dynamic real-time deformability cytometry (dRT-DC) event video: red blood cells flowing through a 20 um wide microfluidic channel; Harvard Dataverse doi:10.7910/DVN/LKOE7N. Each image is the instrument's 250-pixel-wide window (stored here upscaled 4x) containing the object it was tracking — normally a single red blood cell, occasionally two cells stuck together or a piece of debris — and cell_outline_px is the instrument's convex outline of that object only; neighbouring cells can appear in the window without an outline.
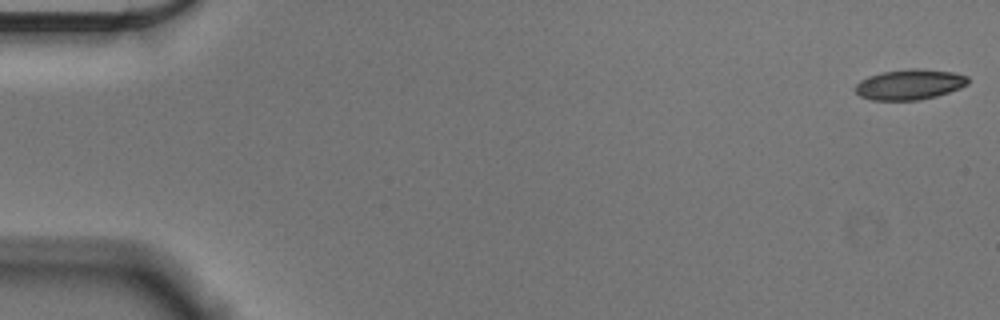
{"species": "Egyptian fruit bat (a non-hibernating species)", "species_latin": "Rousettus aegyptiacus", "temperature_condition": "cold", "stored_images_in_passage": 55, "camera_frame_rate_fps": 3000, "um_per_image_px": 0.085, "animal": {"sex": "male"}, "frame": {"image": 1, "passage_image": 1, "time_ms": 0.0, "image_size_px": [1000, 320], "cell_outline_px": [[968, 84], [960, 88], [936, 96], [920, 100], [872, 100], [860, 96], [856, 92], [856, 84], [860, 80], [868, 76], [884, 72], [912, 68], [920, 68], [956, 72], [968, 76]], "centroid_in_image_um": [77.34, 7.17], "position_along_channel_um": 7.7, "area_um2": 20.0}}
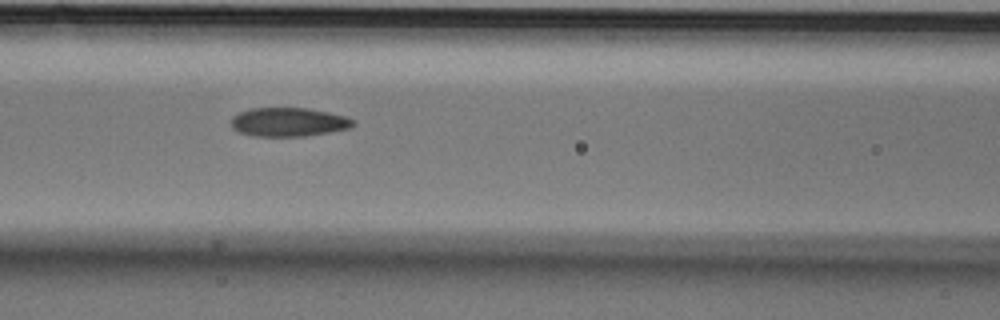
{"frame": {"image": 2, "passage_image": 24, "time_ms": 7.667, "image_size_px": [1000, 320], "cell_outline_px": [[356, 124], [348, 128], [328, 132], [304, 136], [252, 136], [240, 132], [232, 128], [232, 116], [240, 112], [252, 108], [304, 108], [328, 112], [344, 116], [356, 120]], "centroid_in_image_um": [24.52, 10.37], "position_along_channel_um": 142.1, "area_um2": 20.35}}
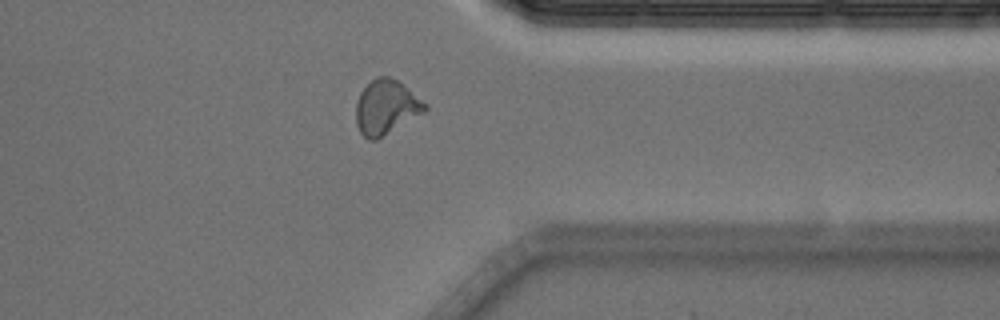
{"frame": {"image": 3, "passage_image": 44, "time_ms": 14.333, "image_size_px": [1000, 320], "cell_outline_px": [[428, 108], [424, 112], [376, 140], [368, 140], [360, 132], [356, 124], [356, 104], [360, 92], [376, 76], [388, 76], [396, 80], [428, 104]], "centroid_in_image_um": [32.8, 9.12], "position_along_channel_um": 378.6, "area_um2": 21.62}, "authors_computed_cell_mechanics": {"area_um2": 20.6924, "velocity_mm_per_s": 3.6176, "shape_relaxation_time_tau1_ms": 6.5326, "shape_relaxation_time_tau2_ms": 1.2526, "deformation_change_tau1": 0.1589, "deformation_change_tau2": 0.0615}}